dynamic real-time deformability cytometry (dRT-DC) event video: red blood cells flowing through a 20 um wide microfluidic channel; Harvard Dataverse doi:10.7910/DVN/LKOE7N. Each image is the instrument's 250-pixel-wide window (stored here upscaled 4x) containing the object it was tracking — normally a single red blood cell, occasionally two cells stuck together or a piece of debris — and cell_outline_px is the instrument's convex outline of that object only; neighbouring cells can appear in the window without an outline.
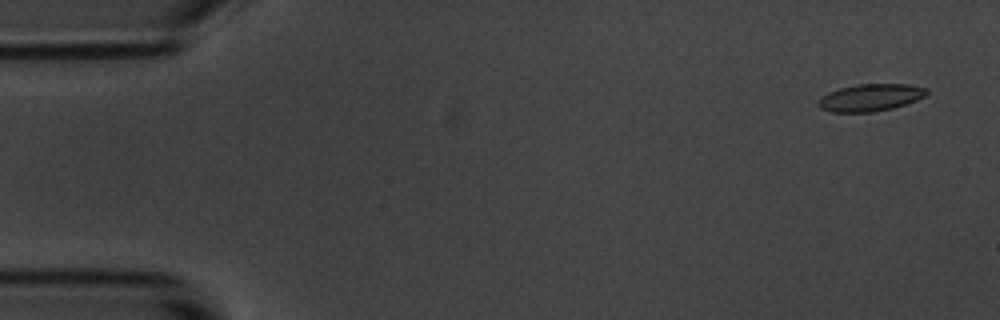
{"species": "common noctule bat (a hibernating species)", "species_latin": "Nyctalus noctula", "temperature_condition": "room temperature", "stored_images_in_passage": 54, "segment_of_instrument_passage": [1, 2], "camera_frame_rate_fps": 3000, "um_per_image_px": 0.085, "animal": {"sex": "male", "body_mass_g": 20.1, "forearm_length_mm": 53.5}, "frame": {"image": 1, "passage_image": 1, "time_ms": 0.0, "image_size_px": [1000, 320], "cell_outline_px": [[928, 92], [924, 96], [916, 100], [892, 108], [872, 112], [832, 112], [820, 108], [816, 104], [816, 100], [820, 96], [828, 92], [840, 88], [856, 84], [908, 84], [928, 88]], "centroid_in_image_um": [73.93, 8.29], "position_along_channel_um": 11.1, "area_um2": 17.28}}
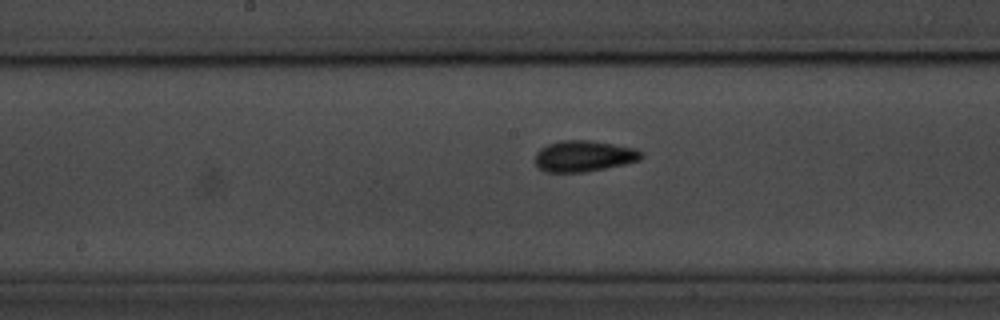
{"frame": {"image": 2, "passage_image": 26, "time_ms": 8.333, "image_size_px": [1000, 320], "cell_outline_px": [[644, 156], [640, 160], [624, 164], [584, 172], [548, 172], [540, 168], [536, 164], [536, 152], [540, 148], [548, 144], [560, 140], [592, 140], [636, 148], [644, 152]], "centroid_in_image_um": [49.66, 13.25], "position_along_channel_um": 198.5, "area_um2": 19.31}}
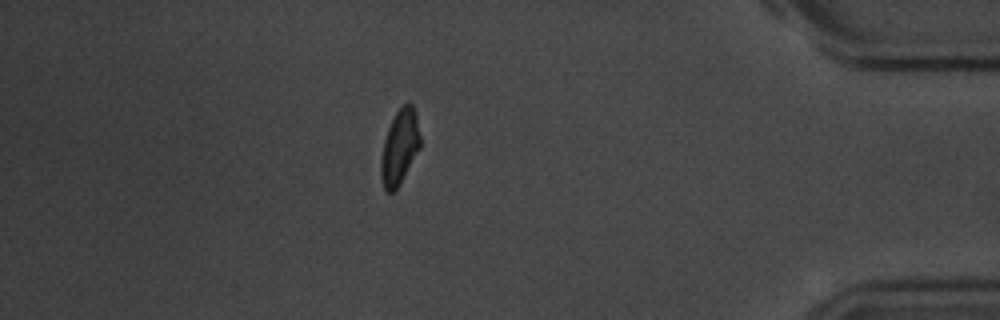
{"frame": {"image": 3, "passage_image": 46, "time_ms": 15.0, "image_size_px": [1000, 320], "cell_outline_px": [[420, 148], [400, 184], [392, 192], [384, 192], [380, 176], [380, 160], [384, 140], [388, 128], [396, 112], [404, 104], [412, 104], [416, 116], [420, 136]], "centroid_in_image_um": [33.95, 12.55], "position_along_channel_um": 401.3, "area_um2": 17.05}}